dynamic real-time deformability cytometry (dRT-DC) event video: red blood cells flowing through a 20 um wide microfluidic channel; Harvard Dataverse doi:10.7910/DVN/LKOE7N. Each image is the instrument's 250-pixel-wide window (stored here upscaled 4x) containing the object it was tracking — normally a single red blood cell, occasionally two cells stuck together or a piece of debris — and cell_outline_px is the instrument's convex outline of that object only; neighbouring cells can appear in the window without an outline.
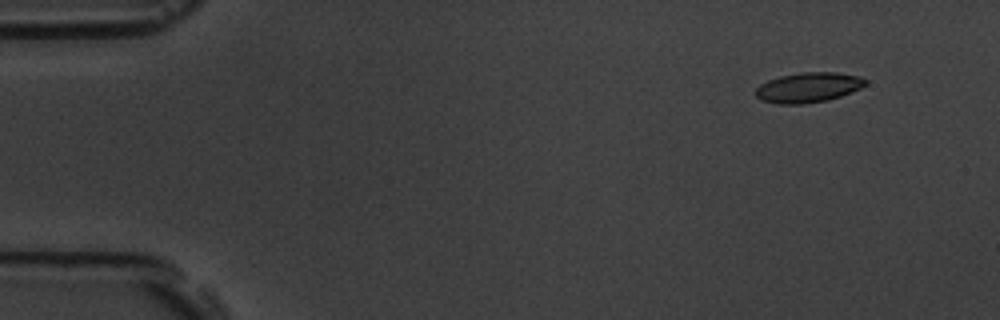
{"species": "common noctule bat (a hibernating species)", "species_latin": "Nyctalus noctula", "temperature_condition": "room temperature", "stored_images_in_passage": 5, "camera_frame_rate_fps": 3000, "um_per_image_px": 0.085, "animal": {"sex": "male", "body_mass_g": 19.5, "forearm_length_mm": 54.6}, "frame": {"image": 1, "passage_image": 1, "time_ms": 0.0, "image_size_px": [1000, 320], "cell_outline_px": [[868, 84], [852, 92], [828, 100], [804, 104], [780, 104], [760, 100], [756, 96], [756, 88], [760, 84], [768, 80], [780, 76], [800, 72], [836, 72], [860, 76], [868, 80]], "centroid_in_image_um": [68.73, 7.43], "position_along_channel_um": 16.3, "area_um2": 19.36}}
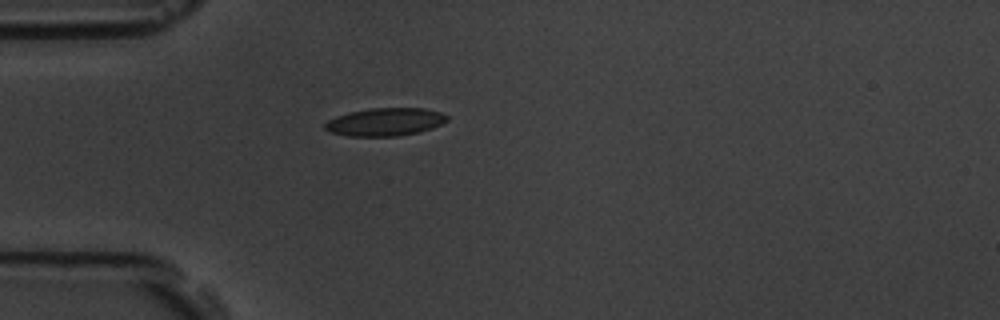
{"frame": {"image": 2, "passage_image": 4, "time_ms": 3.667, "image_size_px": [1000, 320], "cell_outline_px": [[448, 120], [432, 128], [420, 132], [396, 136], [348, 136], [328, 132], [324, 128], [324, 124], [328, 120], [336, 116], [352, 112], [372, 108], [424, 108], [440, 112], [448, 116]], "centroid_in_image_um": [32.73, 10.37], "position_along_channel_um": 52.3, "area_um2": 19.83}}